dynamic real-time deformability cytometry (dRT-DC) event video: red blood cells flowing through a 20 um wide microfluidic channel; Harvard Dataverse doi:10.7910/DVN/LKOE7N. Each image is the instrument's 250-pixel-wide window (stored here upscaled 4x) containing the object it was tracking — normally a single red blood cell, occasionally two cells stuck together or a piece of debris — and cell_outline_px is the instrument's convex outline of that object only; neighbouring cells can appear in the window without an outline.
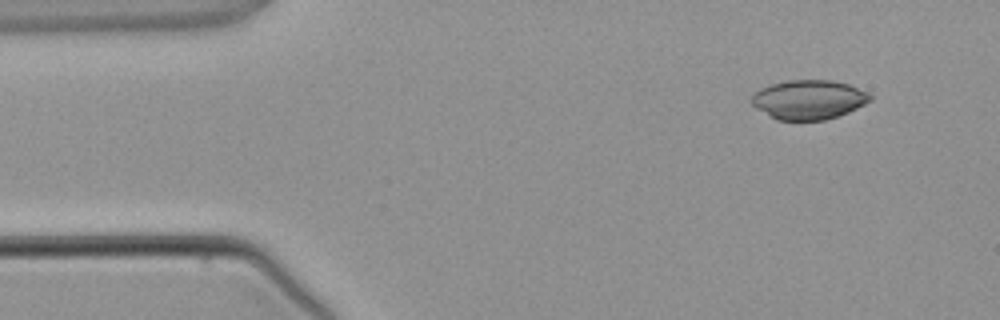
{"species": "common noctule bat (a hibernating species)", "species_latin": "Nyctalus noctula", "temperature_condition": "warm", "stored_images_in_passage": 3, "camera_frame_rate_fps": 3000, "um_per_image_px": 0.085, "animal": {"sex": "male", "body_mass_g": 21.5, "forearm_length_mm": 52.0}, "frame": {"image": 1, "passage_image": 1, "time_ms": 0.0, "image_size_px": [1000, 320], "cell_outline_px": [[872, 100], [848, 112], [824, 120], [776, 120], [768, 116], [756, 108], [748, 100], [752, 92], [768, 84], [788, 80], [832, 80], [848, 84], [868, 92], [872, 96]], "centroid_in_image_um": [68.67, 8.46], "position_along_channel_um": 16.3, "area_um2": 27.51}}
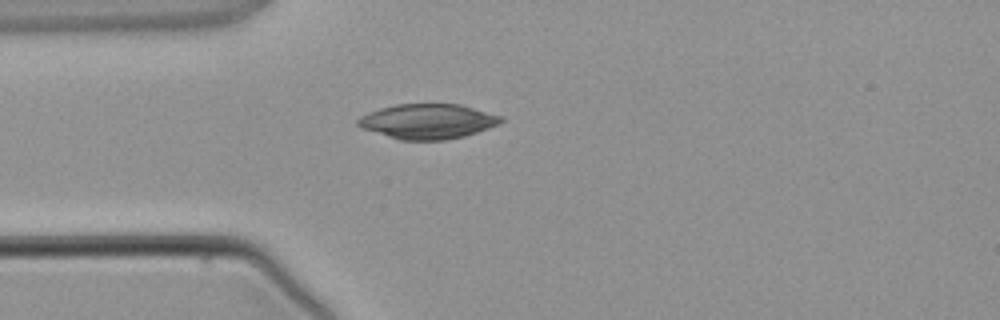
{"frame": {"image": 2, "passage_image": 3, "time_ms": 2.333, "image_size_px": [1000, 320], "cell_outline_px": [[504, 120], [500, 124], [464, 136], [444, 140], [400, 140], [360, 128], [356, 124], [356, 120], [360, 116], [368, 112], [380, 108], [396, 104], [460, 104], [504, 116]], "centroid_in_image_um": [36.35, 10.31], "position_along_channel_um": 48.6, "area_um2": 29.3}}